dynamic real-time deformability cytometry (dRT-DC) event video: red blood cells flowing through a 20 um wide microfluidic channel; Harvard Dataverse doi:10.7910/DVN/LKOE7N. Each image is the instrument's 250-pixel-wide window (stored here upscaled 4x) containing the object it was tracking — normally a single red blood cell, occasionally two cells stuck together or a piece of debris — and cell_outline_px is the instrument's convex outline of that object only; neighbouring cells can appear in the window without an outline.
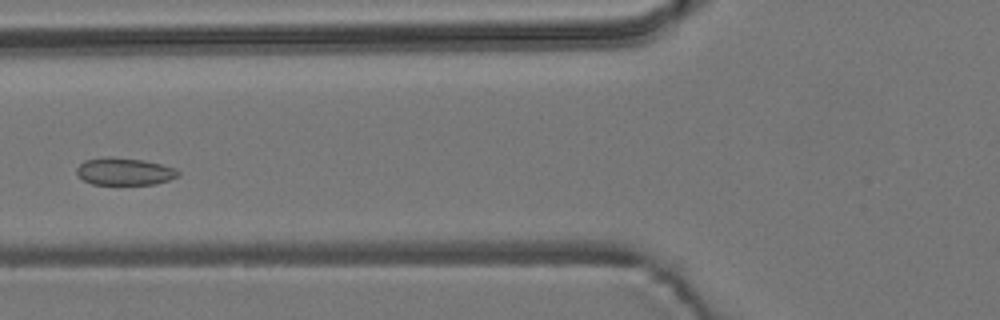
{"species": "common noctule bat (a hibernating species)", "species_latin": "Nyctalus noctula", "temperature_condition": "room temperature", "stored_images_in_passage": 6, "camera_frame_rate_fps": 3000, "um_per_image_px": 0.085, "animal": {"sex": "male", "body_mass_g": 19.2, "forearm_length_mm": 51.8}, "frame": {"image": 1, "passage_image": 6, "time_ms": 5.667, "image_size_px": [1000, 320], "cell_outline_px": [[180, 176], [156, 184], [92, 184], [84, 180], [76, 172], [76, 168], [84, 160], [104, 156], [108, 156], [144, 160], [176, 168], [180, 172]], "centroid_in_image_um": [10.58, 14.56], "position_along_channel_um": 115.2, "area_um2": 16.24}}